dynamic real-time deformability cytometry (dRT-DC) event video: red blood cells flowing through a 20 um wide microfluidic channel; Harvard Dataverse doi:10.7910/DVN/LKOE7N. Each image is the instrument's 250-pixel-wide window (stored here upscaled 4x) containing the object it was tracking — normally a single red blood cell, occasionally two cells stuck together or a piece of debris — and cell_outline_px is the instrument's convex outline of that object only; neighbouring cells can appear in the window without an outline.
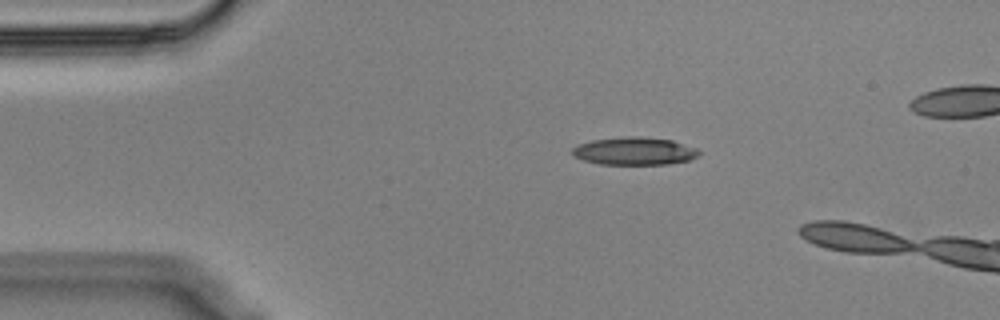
{"species": "Egyptian fruit bat (a non-hibernating species)", "species_latin": "Rousettus aegyptiacus", "temperature_condition": "cold", "stored_images_in_passage": 5, "camera_frame_rate_fps": 3000, "um_per_image_px": 0.085, "animal": {"sex": "male"}, "frame": {"image": 1, "passage_image": 1, "time_ms": 0.0, "image_size_px": [1000, 320], "cell_outline_px": [[700, 156], [688, 160], [668, 164], [600, 164], [584, 160], [572, 156], [572, 148], [580, 144], [592, 140], [632, 136], [640, 136], [672, 140], [696, 148], [700, 152]], "centroid_in_image_um": [53.94, 12.84], "position_along_channel_um": 31.1, "area_um2": 20.4}}